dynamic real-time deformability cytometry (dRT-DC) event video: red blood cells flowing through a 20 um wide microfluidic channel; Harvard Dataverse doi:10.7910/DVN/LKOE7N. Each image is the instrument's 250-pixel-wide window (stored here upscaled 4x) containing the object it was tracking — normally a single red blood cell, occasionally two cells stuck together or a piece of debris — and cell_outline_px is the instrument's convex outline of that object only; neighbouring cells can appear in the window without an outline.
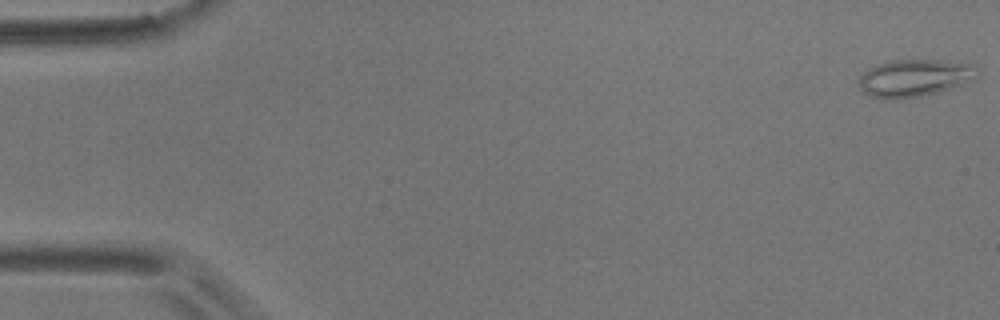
{"species": "common noctule bat (a hibernating species)", "species_latin": "Nyctalus noctula", "temperature_condition": "room temperature", "stored_images_in_passage": 56, "camera_frame_rate_fps": 3000, "um_per_image_px": 0.085, "animal": {"sex": "male", "body_mass_g": 17.9}, "frame": {"image": 1, "passage_image": 1, "time_ms": 0.0, "image_size_px": [1000, 320], "cell_outline_px": [[980, 72], [960, 84], [936, 92], [920, 96], [868, 96], [860, 88], [856, 80], [868, 68], [876, 64], [892, 60], [940, 60], [976, 64]], "centroid_in_image_um": [77.7, 6.56], "position_along_channel_um": 7.3, "area_um2": 24.91}}
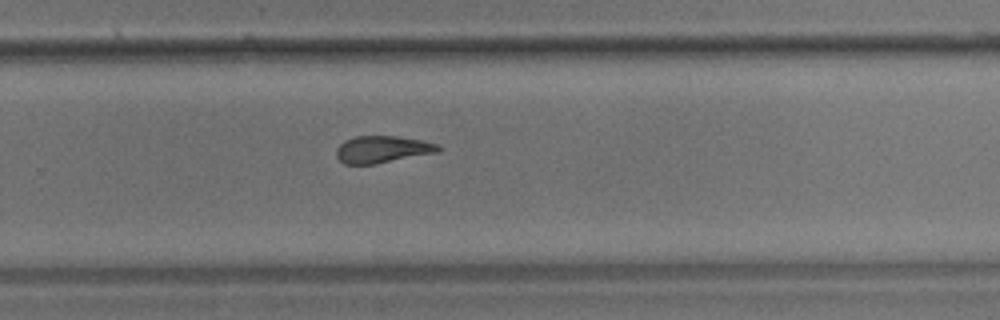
{"frame": {"image": 2, "passage_image": 37, "time_ms": 12.0, "image_size_px": [1000, 320], "cell_outline_px": [[440, 148], [436, 152], [376, 164], [344, 164], [336, 156], [336, 148], [344, 140], [356, 136], [396, 136], [420, 140], [436, 144]], "centroid_in_image_um": [32.42, 12.69], "position_along_channel_um": 297.4, "area_um2": 15.84}}
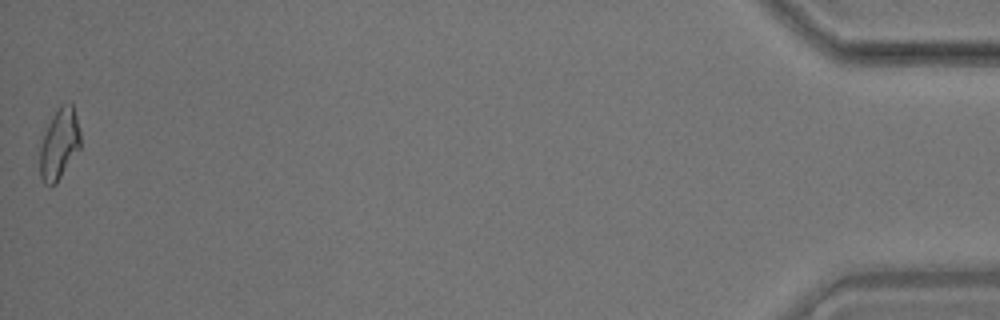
{"frame": {"image": 3, "passage_image": 56, "time_ms": 18.333, "image_size_px": [1000, 320], "cell_outline_px": [[80, 148], [56, 184], [44, 184], [40, 176], [40, 148], [48, 124], [52, 116], [60, 104], [72, 104], [76, 116], [80, 132]], "centroid_in_image_um": [5.04, 12.25], "position_along_channel_um": 430.2, "area_um2": 16.47}, "authors_computed_cell_mechanics": {"area_um2": 16.7909, "velocity_mm_per_s": 3.5801, "shape_relaxation_time_tau1_ms": null, "shape_relaxation_time_tau2_ms": 3.3082, "deformation_change_tau1": null, "deformation_change_tau2": 0.1063}}